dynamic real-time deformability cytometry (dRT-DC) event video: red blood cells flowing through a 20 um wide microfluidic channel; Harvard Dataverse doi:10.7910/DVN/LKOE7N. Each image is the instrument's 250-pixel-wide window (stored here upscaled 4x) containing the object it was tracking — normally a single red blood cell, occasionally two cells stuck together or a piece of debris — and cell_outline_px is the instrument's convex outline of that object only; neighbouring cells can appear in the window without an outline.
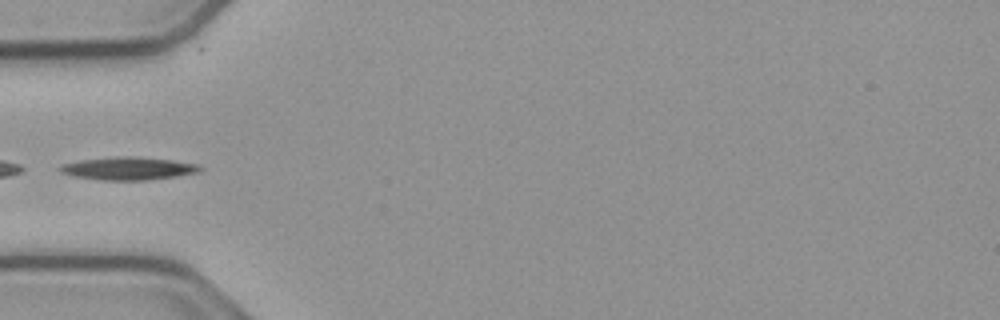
{"species": "common noctule bat (a hibernating species)", "species_latin": "Nyctalus noctula", "temperature_condition": "cold", "stored_images_in_passage": 10, "camera_frame_rate_fps": 3000, "um_per_image_px": 0.085, "animal": {"sex": "male", "body_mass_g": 23.1, "forearm_length_mm": 52.7}, "frame": {"image": 1, "passage_image": 1, "time_ms": 0.0, "image_size_px": [1000, 320], "cell_outline_px": [[204, 168], [200, 172], [176, 176], [144, 180], [100, 180], [76, 176], [60, 172], [60, 168], [64, 164], [84, 160], [120, 156], [132, 156], [172, 160], [196, 164]], "centroid_in_image_um": [10.97, 14.32], "position_along_channel_um": 74.0, "area_um2": 18.26}}
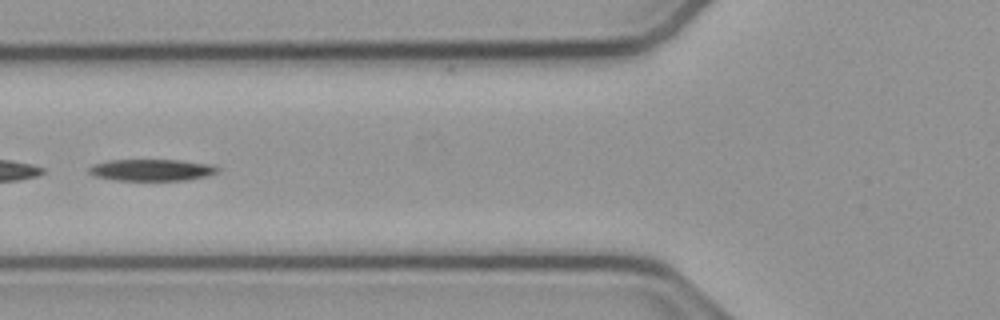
{"frame": {"image": 2, "passage_image": 4, "time_ms": 1.0, "image_size_px": [1000, 320], "cell_outline_px": [[220, 168], [216, 172], [208, 176], [188, 180], [116, 180], [96, 176], [88, 172], [88, 168], [96, 164], [108, 160], [180, 160], [212, 164]], "centroid_in_image_um": [12.94, 14.45], "position_along_channel_um": 112.9, "area_um2": 16.18}}
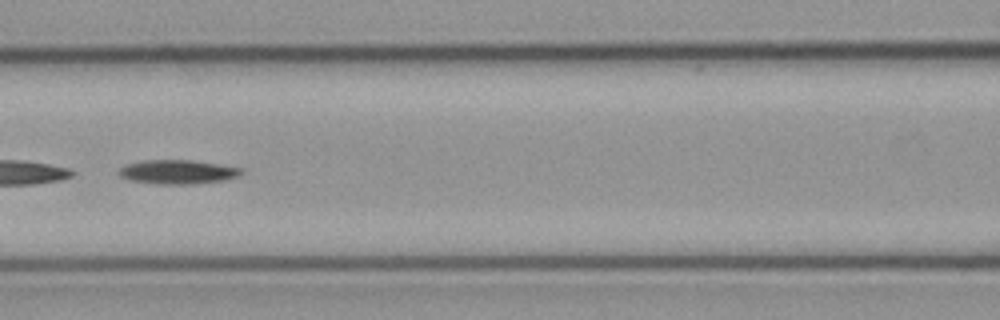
{"frame": {"image": 3, "passage_image": 7, "time_ms": 2.0, "image_size_px": [1000, 320], "cell_outline_px": [[244, 172], [236, 176], [224, 180], [192, 184], [160, 184], [128, 180], [120, 176], [116, 172], [120, 168], [128, 164], [144, 160], [192, 160], [220, 164], [244, 168]], "centroid_in_image_um": [15.1, 14.61], "position_along_channel_um": 151.5, "area_um2": 17.22}}